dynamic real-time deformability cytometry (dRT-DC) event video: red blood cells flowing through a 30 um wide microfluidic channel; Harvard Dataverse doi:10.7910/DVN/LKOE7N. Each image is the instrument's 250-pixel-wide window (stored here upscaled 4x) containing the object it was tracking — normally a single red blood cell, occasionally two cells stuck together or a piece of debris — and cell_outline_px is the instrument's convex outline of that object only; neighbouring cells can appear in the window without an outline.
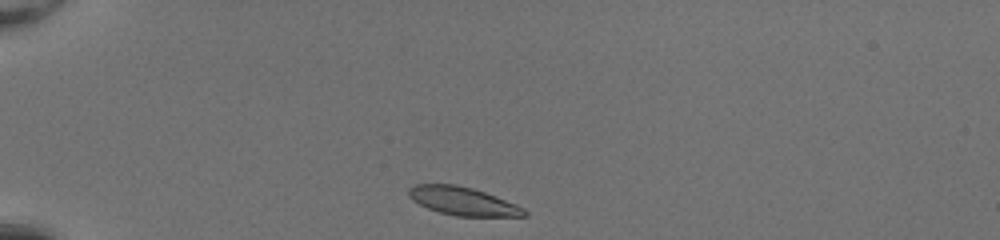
{"species": "common noctule bat (a hibernating species)", "species_latin": "Nyctalus noctula", "temperature_condition": "room temperature", "stored_images_in_passage": 35, "camera_frame_rate_fps": 3000, "um_per_image_px": 0.085, "animal": {"sex": "female", "body_mass_g": 20.0, "forearm_length_mm": 54.0}, "frame": {"image": 1, "passage_image": 1, "time_ms": 0.0, "image_size_px": [1000, 240], "cell_outline_px": [[528, 216], [456, 216], [440, 212], [428, 208], [412, 200], [408, 196], [408, 188], [416, 184], [456, 184], [472, 188], [484, 192], [516, 204], [524, 208], [528, 212]], "centroid_in_image_um": [39.34, 17.09], "position_along_channel_um": 45.7, "area_um2": 18.96}}
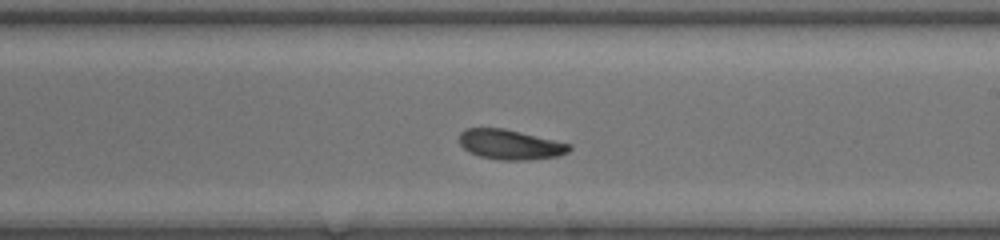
{"frame": {"image": 2, "passage_image": 19, "time_ms": 6.0, "image_size_px": [1000, 240], "cell_outline_px": [[572, 148], [568, 152], [560, 156], [524, 160], [496, 160], [480, 156], [468, 152], [460, 144], [460, 132], [468, 128], [504, 128], [572, 144]], "centroid_in_image_um": [43.38, 12.29], "position_along_channel_um": 245.6, "area_um2": 19.25}}
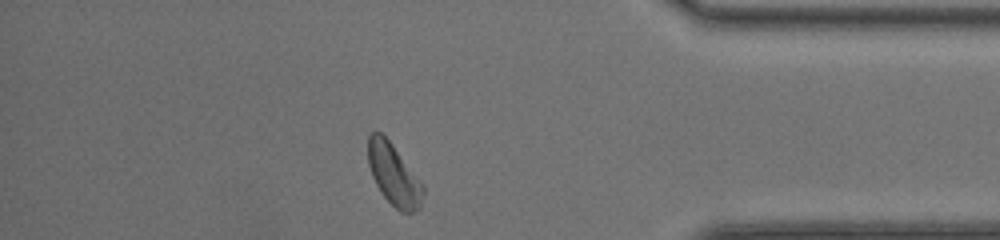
{"frame": {"image": 3, "passage_image": 32, "time_ms": 10.333, "image_size_px": [1000, 240], "cell_outline_px": [[424, 192], [420, 208], [416, 212], [400, 212], [380, 192], [372, 176], [368, 164], [368, 136], [372, 132], [380, 132], [392, 144], [424, 184]], "centroid_in_image_um": [33.49, 14.87], "position_along_channel_um": 401.7, "area_um2": 19.71}, "authors_computed_cell_mechanics": {"area_um2": 19.652, "velocity_mm_per_s": 4.1015, "shape_relaxation_time_tau1_ms": 4.4137, "shape_relaxation_time_tau2_ms": 3.628, "deformation_change_tau1": 0.1231, "deformation_change_tau2": 0.093}}